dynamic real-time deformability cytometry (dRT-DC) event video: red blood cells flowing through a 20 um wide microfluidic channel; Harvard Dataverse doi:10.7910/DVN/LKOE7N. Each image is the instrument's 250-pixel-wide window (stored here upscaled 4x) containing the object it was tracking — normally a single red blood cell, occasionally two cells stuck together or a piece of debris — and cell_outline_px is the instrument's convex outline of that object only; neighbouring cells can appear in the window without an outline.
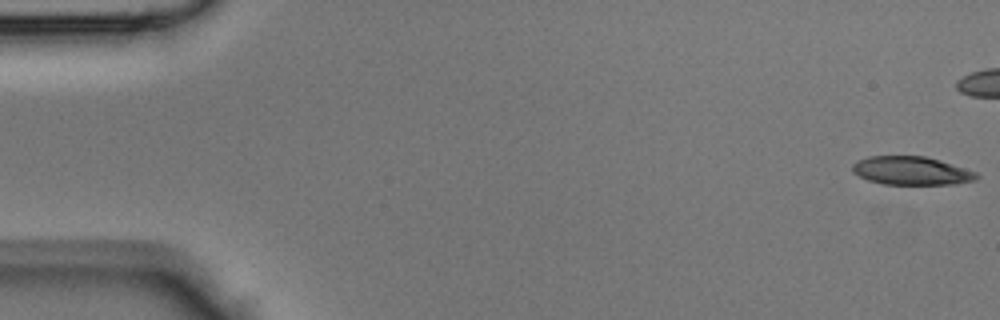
{"species": "Egyptian fruit bat (a non-hibernating species)", "species_latin": "Rousettus aegyptiacus", "temperature_condition": "room temperature", "stored_images_in_passage": 37, "camera_frame_rate_fps": 3000, "um_per_image_px": 0.085, "animal": {"sex": "male"}, "frame": {"image": 1, "passage_image": 1, "time_ms": 0.0, "image_size_px": [1000, 320], "cell_outline_px": [[980, 176], [976, 180], [956, 184], [884, 184], [868, 180], [852, 172], [852, 164], [856, 160], [868, 156], [924, 156], [940, 160], [976, 172]], "centroid_in_image_um": [77.46, 14.51], "position_along_channel_um": 7.5, "area_um2": 20.58}}
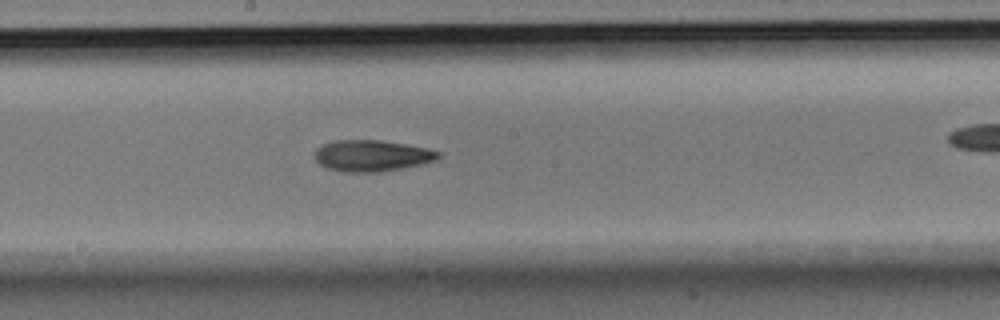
{"frame": {"image": 2, "passage_image": 24, "time_ms": 7.667, "image_size_px": [1000, 320], "cell_outline_px": [[440, 156], [436, 160], [420, 164], [380, 172], [348, 172], [328, 168], [320, 164], [316, 160], [316, 148], [324, 144], [336, 140], [380, 140], [428, 148], [440, 152]], "centroid_in_image_um": [31.62, 13.23], "position_along_channel_um": 216.6, "area_um2": 22.25}}
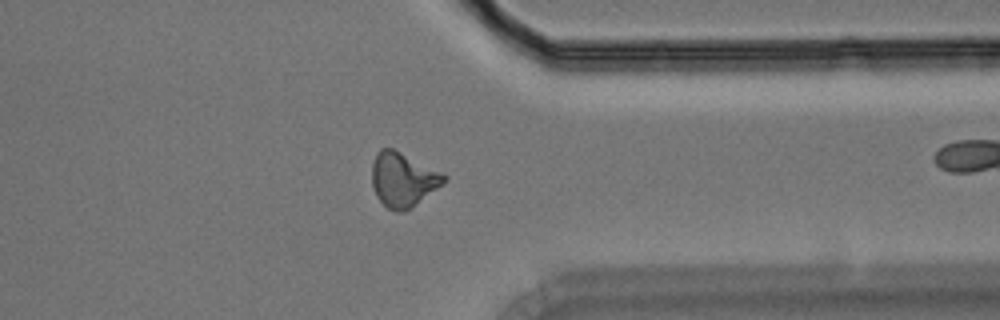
{"frame": {"image": 3, "passage_image": 35, "time_ms": 11.333, "image_size_px": [1000, 320], "cell_outline_px": [[448, 180], [444, 184], [408, 208], [400, 212], [396, 212], [388, 208], [376, 196], [372, 184], [372, 164], [376, 152], [380, 148], [392, 148], [448, 176]], "centroid_in_image_um": [34.23, 15.25], "position_along_channel_um": 377.2, "area_um2": 22.37}}